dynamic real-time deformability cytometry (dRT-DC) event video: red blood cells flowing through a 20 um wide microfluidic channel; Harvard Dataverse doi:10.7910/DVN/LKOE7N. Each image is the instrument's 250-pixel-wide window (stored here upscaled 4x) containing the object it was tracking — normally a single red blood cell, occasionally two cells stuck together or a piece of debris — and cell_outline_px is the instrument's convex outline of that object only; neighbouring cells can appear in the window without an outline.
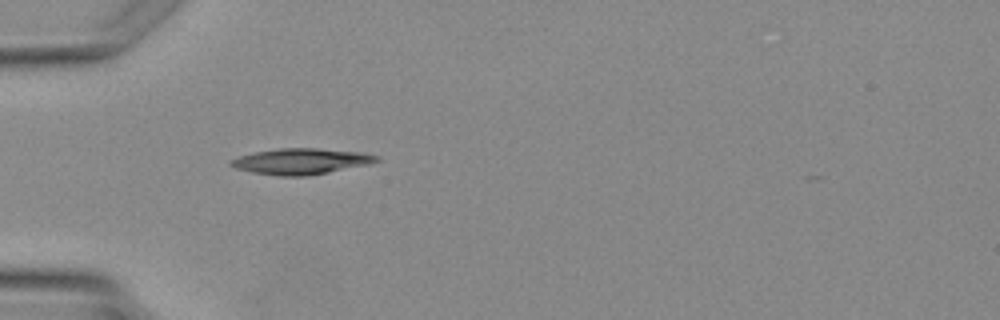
{"species": "Egyptian fruit bat (a non-hibernating species)", "species_latin": "Rousettus aegyptiacus", "temperature_condition": "warm", "stored_images_in_passage": 5, "camera_frame_rate_fps": 3000, "um_per_image_px": 0.085, "animal": {"sex": "female"}, "frame": {"image": 1, "passage_image": 5, "time_ms": 4.667, "image_size_px": [1000, 320], "cell_outline_px": [[380, 160], [372, 164], [308, 176], [280, 176], [252, 172], [236, 168], [228, 164], [228, 160], [240, 156], [256, 152], [280, 148], [316, 148], [360, 152], [380, 156]], "centroid_in_image_um": [25.62, 13.72], "position_along_channel_um": 59.4, "area_um2": 22.08}}